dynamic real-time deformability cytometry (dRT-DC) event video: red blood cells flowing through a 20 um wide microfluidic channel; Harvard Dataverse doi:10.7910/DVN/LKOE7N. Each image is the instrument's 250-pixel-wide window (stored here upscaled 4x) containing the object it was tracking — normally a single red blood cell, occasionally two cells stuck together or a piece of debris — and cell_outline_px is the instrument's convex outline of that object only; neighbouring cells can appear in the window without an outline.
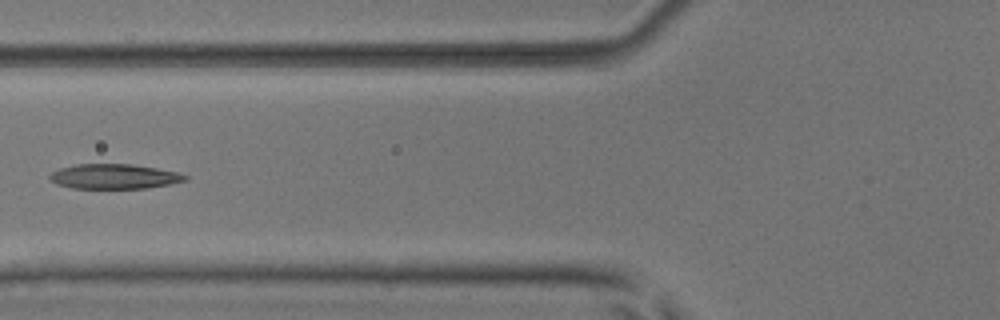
{"species": "common noctule bat (a hibernating species)", "species_latin": "Nyctalus noctula", "temperature_condition": "room temperature", "stored_images_in_passage": 5, "camera_frame_rate_fps": 3000, "um_per_image_px": 0.085, "animal": {"sex": "male", "body_mass_g": 17.9, "forearm_length_mm": 54.2}, "frame": {"image": 1, "passage_image": 5, "time_ms": 4.333, "image_size_px": [1000, 320], "cell_outline_px": [[188, 180], [168, 184], [144, 188], [72, 188], [56, 184], [48, 176], [52, 172], [60, 168], [76, 164], [132, 164], [156, 168], [176, 172], [188, 176]], "centroid_in_image_um": [9.68, 14.99], "position_along_channel_um": 116.1, "area_um2": 19.42}}